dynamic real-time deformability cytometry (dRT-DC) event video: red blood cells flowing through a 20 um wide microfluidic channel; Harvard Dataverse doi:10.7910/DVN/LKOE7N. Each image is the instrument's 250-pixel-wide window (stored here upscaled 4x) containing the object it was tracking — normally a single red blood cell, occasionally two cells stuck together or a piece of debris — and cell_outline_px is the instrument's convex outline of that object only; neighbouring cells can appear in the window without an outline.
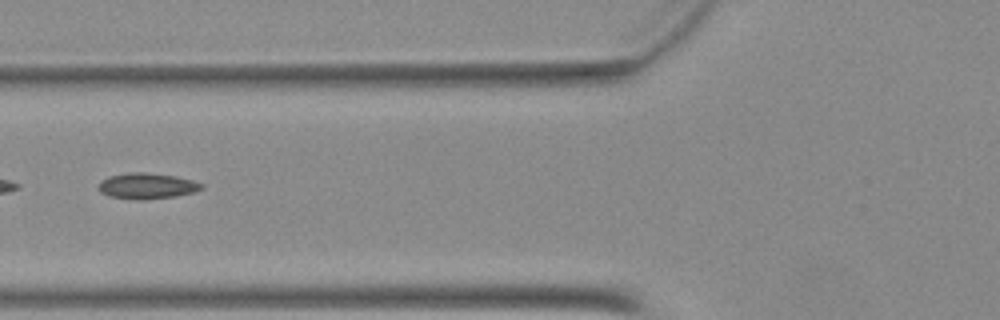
{"species": "Egyptian fruit bat (a non-hibernating species)", "species_latin": "Rousettus aegyptiacus", "temperature_condition": "warm", "stored_images_in_passage": 50, "camera_frame_rate_fps": 3000, "um_per_image_px": 0.085, "animal": {"sex": "female"}, "frame": {"image": 1, "passage_image": 20, "time_ms": 6.333, "image_size_px": [1000, 320], "cell_outline_px": [[204, 188], [192, 192], [176, 196], [144, 200], [132, 200], [108, 196], [100, 192], [100, 180], [108, 176], [128, 172], [144, 172], [176, 176], [192, 180], [204, 184]], "centroid_in_image_um": [12.48, 15.81], "position_along_channel_um": 113.3, "area_um2": 15.66}}
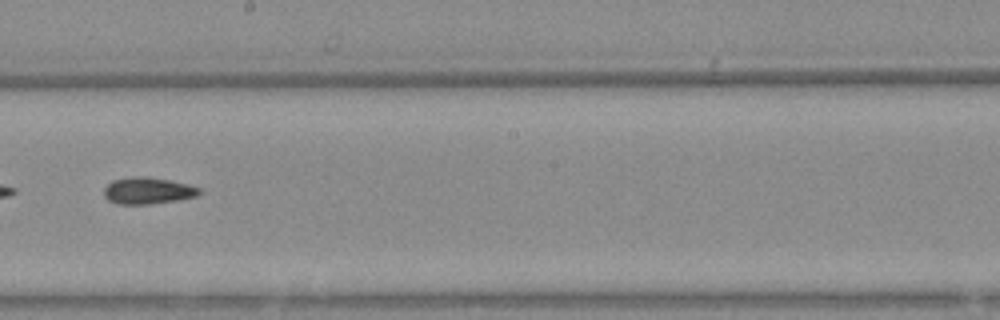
{"frame": {"image": 2, "passage_image": 29, "time_ms": 9.333, "image_size_px": [1000, 320], "cell_outline_px": [[200, 192], [196, 196], [176, 200], [148, 204], [120, 204], [108, 200], [104, 196], [104, 188], [112, 180], [132, 176], [148, 176], [188, 184], [200, 188]], "centroid_in_image_um": [12.53, 16.19], "position_along_channel_um": 235.7, "area_um2": 14.74}}
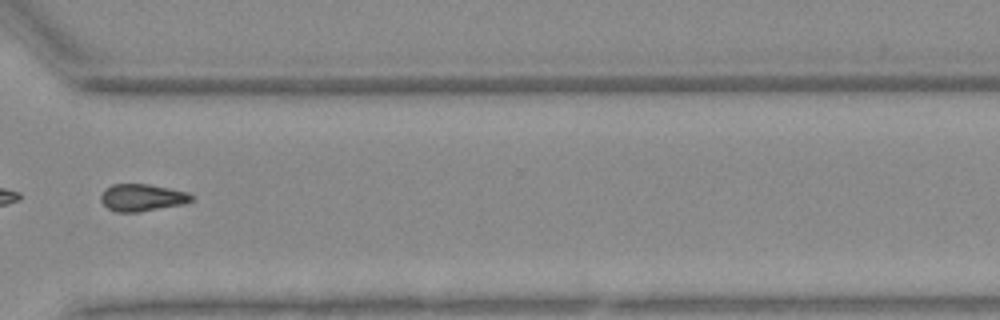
{"frame": {"image": 3, "passage_image": 38, "time_ms": 12.333, "image_size_px": [1000, 320], "cell_outline_px": [[196, 196], [192, 200], [184, 204], [140, 212], [116, 212], [108, 208], [100, 200], [100, 196], [112, 184], [148, 184], [188, 192]], "centroid_in_image_um": [12.12, 16.8], "position_along_channel_um": 358.5, "area_um2": 14.33}}